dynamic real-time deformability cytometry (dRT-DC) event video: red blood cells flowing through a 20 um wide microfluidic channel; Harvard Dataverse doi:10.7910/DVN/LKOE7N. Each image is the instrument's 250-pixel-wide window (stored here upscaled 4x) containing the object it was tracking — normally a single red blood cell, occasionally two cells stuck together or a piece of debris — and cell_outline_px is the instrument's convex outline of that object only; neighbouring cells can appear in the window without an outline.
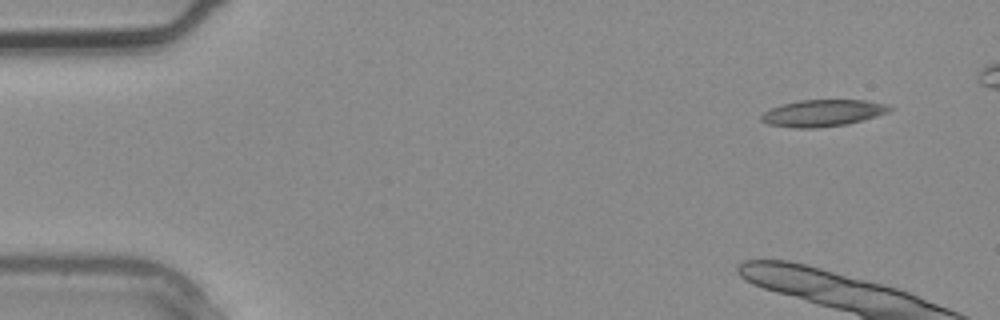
{"species": "common noctule bat (a hibernating species)", "species_latin": "Nyctalus noctula", "temperature_condition": "warm", "stored_images_in_passage": 4, "camera_frame_rate_fps": 3000, "um_per_image_px": 0.085, "animal": {"sex": "male", "body_mass_g": 20.4}, "frame": {"image": 1, "passage_image": 1, "time_ms": 0.0, "image_size_px": [1000, 320], "cell_outline_px": [[892, 108], [888, 112], [876, 116], [848, 124], [816, 128], [796, 128], [768, 124], [760, 120], [760, 116], [764, 112], [772, 108], [784, 104], [800, 100], [864, 100], [888, 104]], "centroid_in_image_um": [69.94, 9.61], "position_along_channel_um": 15.1, "area_um2": 19.88}}
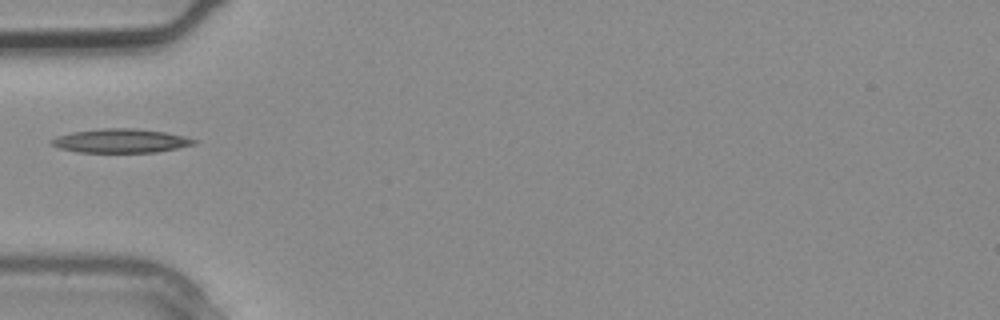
{"frame": {"image": 2, "passage_image": 4, "time_ms": 1.0, "image_size_px": [1000, 320], "cell_outline_px": [[200, 140], [196, 144], [156, 152], [76, 152], [60, 148], [52, 144], [52, 140], [56, 136], [72, 132], [100, 128], [132, 128], [164, 132], [184, 136]], "centroid_in_image_um": [10.29, 11.96], "position_along_channel_um": 74.7, "area_um2": 19.77}}